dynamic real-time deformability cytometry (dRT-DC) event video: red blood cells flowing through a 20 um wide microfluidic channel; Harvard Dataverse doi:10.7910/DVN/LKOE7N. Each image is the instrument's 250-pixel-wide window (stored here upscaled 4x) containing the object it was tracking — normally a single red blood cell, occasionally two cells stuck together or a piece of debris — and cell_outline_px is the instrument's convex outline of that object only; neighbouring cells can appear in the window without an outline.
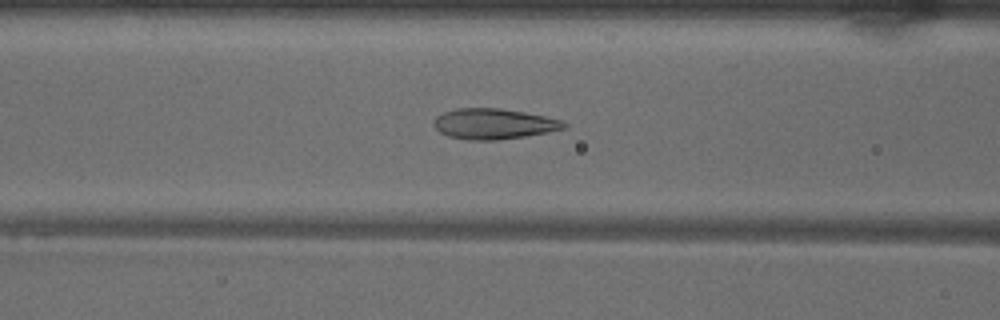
{"species": "common noctule bat (a hibernating species)", "species_latin": "Nyctalus noctula", "temperature_condition": "warm", "stored_images_in_passage": 49, "camera_frame_rate_fps": 3000, "um_per_image_px": 0.085, "animal": {"sex": "male", "body_mass_g": 18.8}, "frame": {"image": 1, "passage_image": 19, "time_ms": 6.0, "image_size_px": [1000, 320], "cell_outline_px": [[568, 124], [564, 128], [548, 132], [524, 136], [496, 140], [472, 140], [448, 136], [440, 132], [432, 124], [436, 116], [444, 112], [456, 108], [500, 108], [524, 112], [544, 116], [560, 120]], "centroid_in_image_um": [41.93, 10.52], "position_along_channel_um": 124.7, "area_um2": 23.0}}
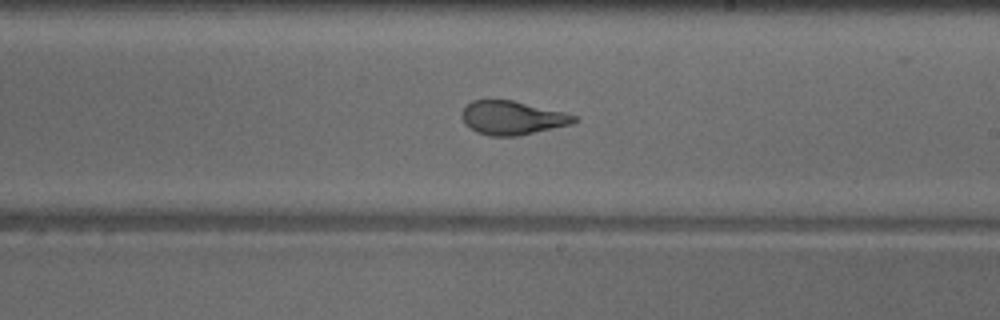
{"frame": {"image": 2, "passage_image": 28, "time_ms": 9.0, "image_size_px": [1000, 320], "cell_outline_px": [[580, 120], [572, 124], [516, 136], [488, 136], [476, 132], [464, 124], [460, 116], [460, 112], [472, 100], [512, 100], [576, 116]], "centroid_in_image_um": [43.48, 10.03], "position_along_channel_um": 245.5, "area_um2": 21.91}}
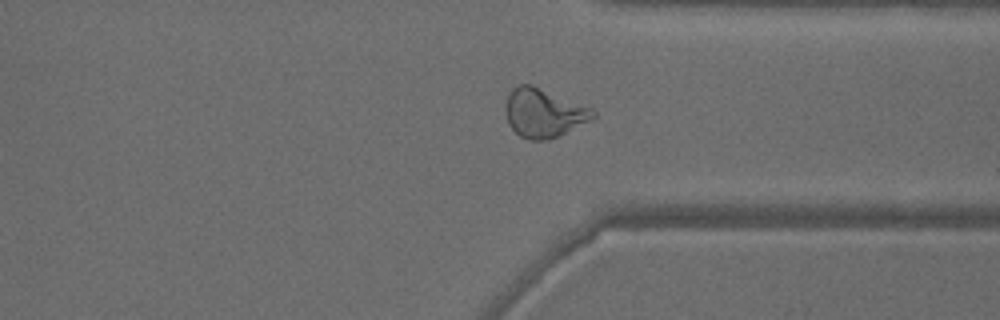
{"frame": {"image": 3, "passage_image": 37, "time_ms": 12.0, "image_size_px": [1000, 320], "cell_outline_px": [[596, 116], [548, 140], [528, 140], [520, 136], [508, 124], [504, 112], [504, 108], [508, 92], [516, 84], [532, 84], [592, 108], [596, 112]], "centroid_in_image_um": [46.14, 9.57], "position_along_channel_um": 365.3, "area_um2": 24.8}, "authors_computed_cell_mechanics": {"area_um2": 24.7962, "velocity_mm_per_s": 4.0351, "shape_relaxation_time_tau1_ms": 7.197, "shape_relaxation_time_tau2_ms": 1.0739, "deformation_change_tau1": 0.2489, "deformation_change_tau2": 0.0775}}